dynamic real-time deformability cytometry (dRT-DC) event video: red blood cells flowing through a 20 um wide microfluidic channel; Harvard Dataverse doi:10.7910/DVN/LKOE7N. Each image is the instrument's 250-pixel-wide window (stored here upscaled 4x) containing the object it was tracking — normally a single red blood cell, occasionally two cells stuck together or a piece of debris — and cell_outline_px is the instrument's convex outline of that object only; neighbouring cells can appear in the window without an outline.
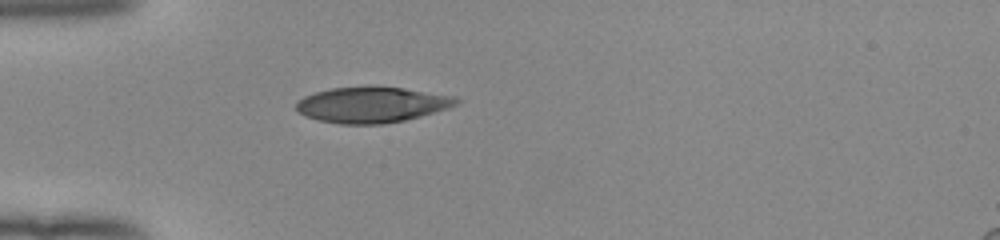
{"species": "human", "species_latin": "Homo sapiens", "temperature_condition": "room temperature", "stored_images_in_passage": 37, "camera_frame_rate_fps": 3000, "um_per_image_px": 0.085, "donor": {"sex": "female"}, "frame": {"image": 1, "passage_image": 1, "time_ms": 0.0, "image_size_px": [1000, 240], "cell_outline_px": [[460, 100], [456, 104], [448, 108], [420, 116], [404, 120], [384, 124], [340, 124], [320, 120], [304, 116], [296, 112], [296, 100], [304, 96], [316, 92], [332, 88], [404, 88], [456, 96]], "centroid_in_image_um": [31.58, 8.92], "position_along_channel_um": 53.4, "area_um2": 32.89}}
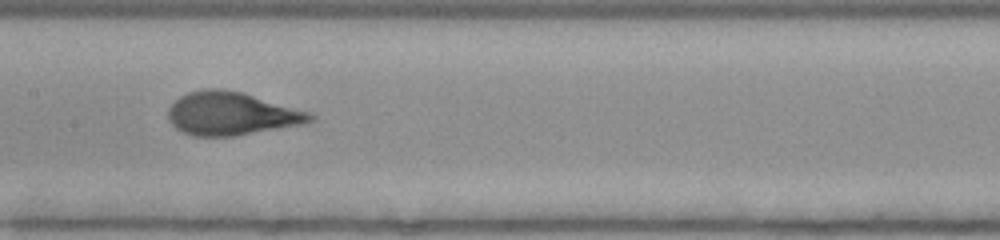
{"frame": {"image": 2, "passage_image": 12, "time_ms": 3.667, "image_size_px": [1000, 240], "cell_outline_px": [[316, 120], [304, 124], [232, 136], [192, 136], [176, 128], [168, 120], [168, 108], [180, 96], [188, 92], [204, 88], [224, 88], [240, 92], [312, 112], [316, 116]], "centroid_in_image_um": [19.69, 9.65], "position_along_channel_um": 187.7, "area_um2": 35.78}}
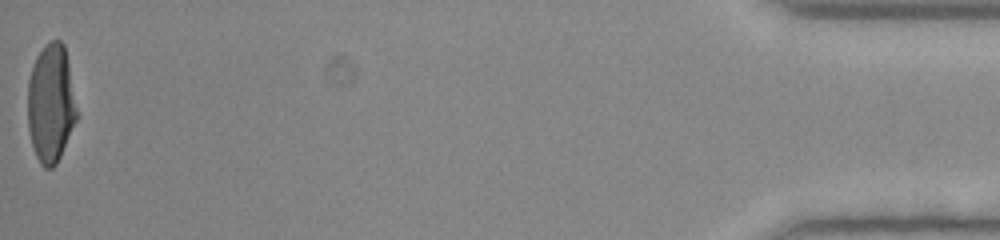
{"frame": {"image": 3, "passage_image": 37, "time_ms": 12.0, "image_size_px": [1000, 240], "cell_outline_px": [[80, 116], [56, 164], [52, 168], [44, 168], [40, 164], [36, 156], [32, 144], [28, 128], [28, 80], [36, 56], [44, 44], [52, 40], [60, 40], [64, 44], [68, 60]], "centroid_in_image_um": [4.36, 8.79], "position_along_channel_um": 430.8, "area_um2": 34.56}, "authors_computed_cell_mechanics": {"area_um2": 34.9112, "velocity_mm_per_s": 3.9957, "shape_relaxation_time_tau1_ms": 4.8231, "shape_relaxation_time_tau2_ms": null, "deformation_change_tau1": 0.2464, "deformation_change_tau2": null}}